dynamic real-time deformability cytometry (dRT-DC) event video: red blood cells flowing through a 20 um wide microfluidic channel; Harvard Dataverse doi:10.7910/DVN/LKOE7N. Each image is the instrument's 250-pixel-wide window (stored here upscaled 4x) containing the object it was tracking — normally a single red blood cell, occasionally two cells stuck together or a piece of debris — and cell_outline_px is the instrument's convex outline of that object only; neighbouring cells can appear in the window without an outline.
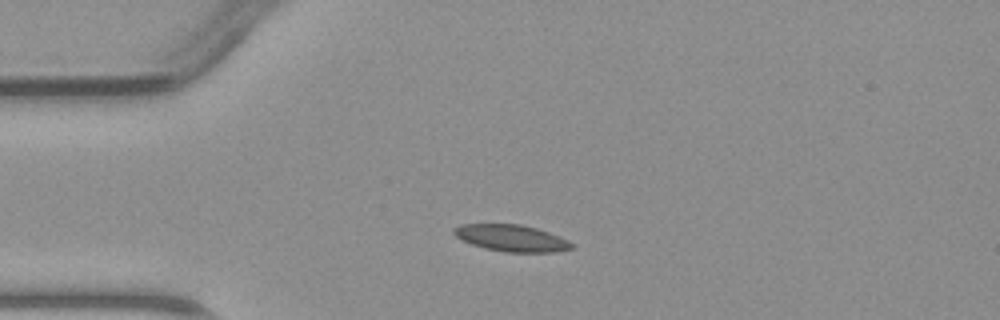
{"species": "common noctule bat (a hibernating species)", "species_latin": "Nyctalus noctula", "temperature_condition": "warm", "stored_images_in_passage": 36, "camera_frame_rate_fps": 3000, "um_per_image_px": 0.085, "animal": {"sex": "male", "body_mass_g": 23.1, "forearm_length_mm": 52.7}, "frame": {"image": 1, "passage_image": 1, "time_ms": 0.0, "image_size_px": [1000, 320], "cell_outline_px": [[572, 248], [556, 252], [504, 252], [484, 248], [472, 244], [456, 236], [452, 232], [452, 228], [460, 224], [520, 224], [536, 228], [560, 236], [568, 240], [572, 244]], "centroid_in_image_um": [43.46, 20.23], "position_along_channel_um": 41.5, "area_um2": 18.26}}
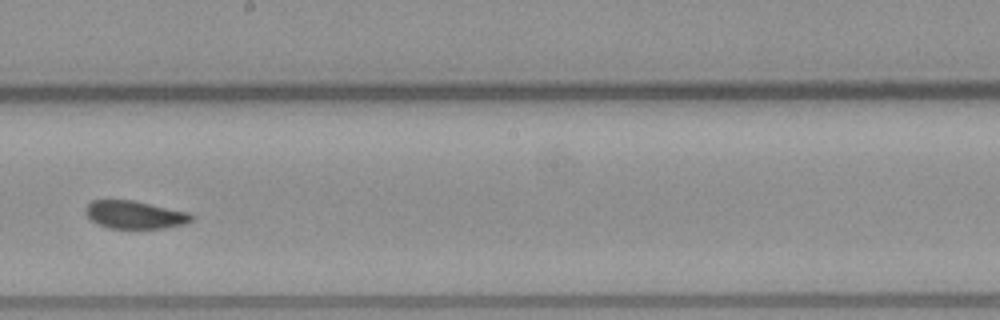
{"frame": {"image": 2, "passage_image": 16, "time_ms": 5.0, "image_size_px": [1000, 320], "cell_outline_px": [[196, 216], [192, 220], [184, 224], [164, 228], [108, 228], [92, 220], [88, 216], [84, 208], [92, 200], [132, 200], [188, 212]], "centroid_in_image_um": [11.48, 18.25], "position_along_channel_um": 236.7, "area_um2": 17.05}}
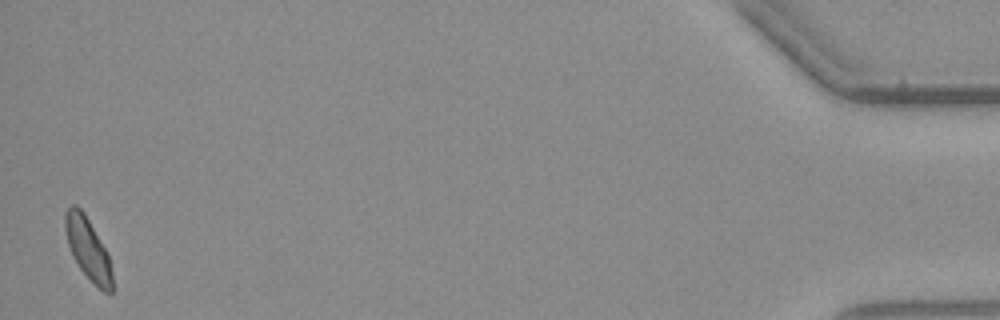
{"frame": {"image": 3, "passage_image": 36, "time_ms": 11.667, "image_size_px": [1000, 320], "cell_outline_px": [[112, 292], [104, 292], [80, 268], [72, 256], [68, 244], [64, 228], [64, 212], [72, 204], [76, 204], [84, 212], [108, 252], [112, 272]], "centroid_in_image_um": [7.46, 21.08], "position_along_channel_um": 427.7, "area_um2": 16.88}}